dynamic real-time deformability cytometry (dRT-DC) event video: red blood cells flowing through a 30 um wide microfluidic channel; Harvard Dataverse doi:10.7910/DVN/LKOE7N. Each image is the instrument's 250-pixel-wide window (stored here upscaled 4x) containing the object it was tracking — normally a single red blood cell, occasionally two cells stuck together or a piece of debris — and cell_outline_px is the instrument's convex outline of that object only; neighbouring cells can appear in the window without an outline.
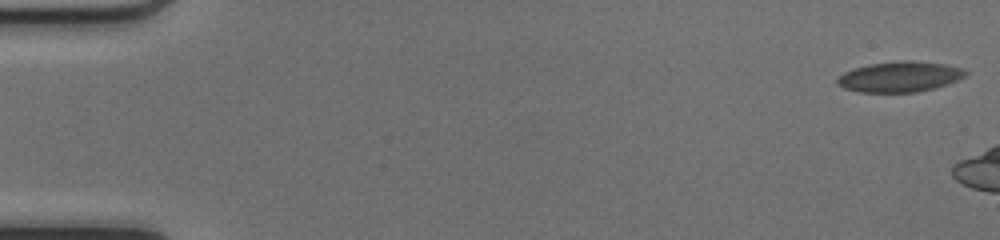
{"species": "common noctule bat (a hibernating species)", "species_latin": "Nyctalus noctula", "temperature_condition": "cold", "stored_images_in_passage": 10, "camera_frame_rate_fps": 3000, "um_per_image_px": 0.085, "animal": {"sex": "female", "body_mass_g": 17.0, "forearm_length_mm": 48.0}, "frame": {"image": 1, "passage_image": 1, "time_ms": 0.0, "image_size_px": [1000, 240], "cell_outline_px": [[968, 72], [964, 76], [948, 84], [916, 92], [860, 92], [844, 88], [836, 84], [836, 80], [844, 72], [852, 68], [868, 64], [896, 60], [912, 60], [944, 64], [964, 68]], "centroid_in_image_um": [76.45, 6.51], "position_along_channel_um": 8.5, "area_um2": 22.89}}